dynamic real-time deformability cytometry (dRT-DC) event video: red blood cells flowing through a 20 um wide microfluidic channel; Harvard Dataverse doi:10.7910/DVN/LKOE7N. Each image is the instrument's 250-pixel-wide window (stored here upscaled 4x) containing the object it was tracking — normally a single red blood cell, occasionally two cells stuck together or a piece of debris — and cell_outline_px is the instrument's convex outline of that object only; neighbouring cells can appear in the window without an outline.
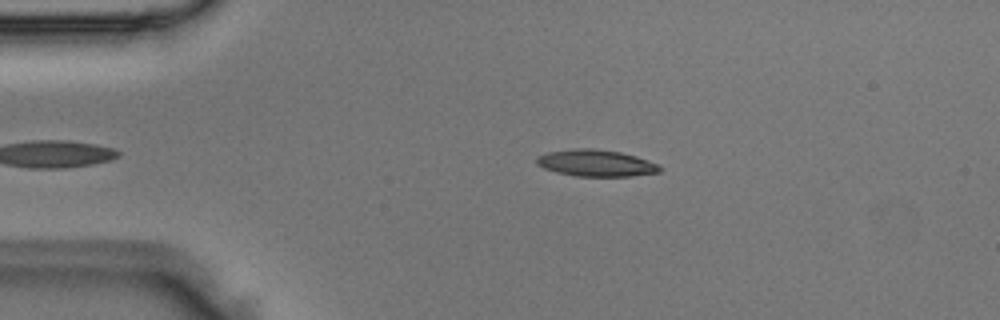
{"species": "Egyptian fruit bat (a non-hibernating species)", "species_latin": "Rousettus aegyptiacus", "temperature_condition": "room temperature", "stored_images_in_passage": 3, "camera_frame_rate_fps": 3000, "um_per_image_px": 0.085, "animal": {"sex": "male"}, "frame": {"image": 1, "passage_image": 2, "time_ms": 0.333, "image_size_px": [1000, 320], "cell_outline_px": [[664, 168], [660, 172], [632, 176], [576, 176], [556, 172], [544, 168], [536, 164], [536, 156], [548, 152], [576, 148], [592, 148], [620, 152], [636, 156], [660, 164]], "centroid_in_image_um": [50.69, 13.86], "position_along_channel_um": 34.3, "area_um2": 19.31}}